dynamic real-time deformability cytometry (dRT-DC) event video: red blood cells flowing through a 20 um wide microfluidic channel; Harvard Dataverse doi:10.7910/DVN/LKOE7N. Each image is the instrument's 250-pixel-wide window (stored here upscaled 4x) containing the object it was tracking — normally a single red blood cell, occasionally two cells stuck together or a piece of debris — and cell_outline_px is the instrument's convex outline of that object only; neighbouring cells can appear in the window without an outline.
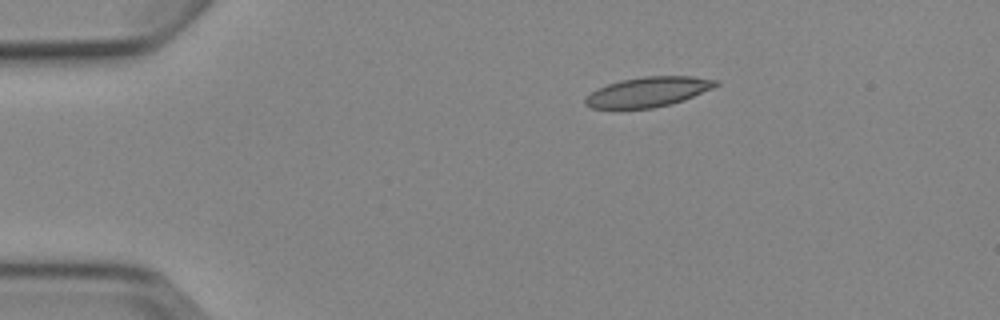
{"species": "Egyptian fruit bat (a non-hibernating species)", "species_latin": "Rousettus aegyptiacus", "temperature_condition": "cold", "stored_images_in_passage": 3, "camera_frame_rate_fps": 3000, "um_per_image_px": 0.085, "animal": {"sex": "female"}, "frame": {"image": 1, "passage_image": 1, "time_ms": 0.0, "image_size_px": [1000, 320], "cell_outline_px": [[720, 84], [712, 88], [684, 100], [672, 104], [652, 108], [612, 112], [592, 108], [584, 104], [584, 100], [596, 88], [620, 80], [644, 76], [692, 76], [720, 80]], "centroid_in_image_um": [55.02, 7.85], "position_along_channel_um": 30.0, "area_um2": 23.58}}
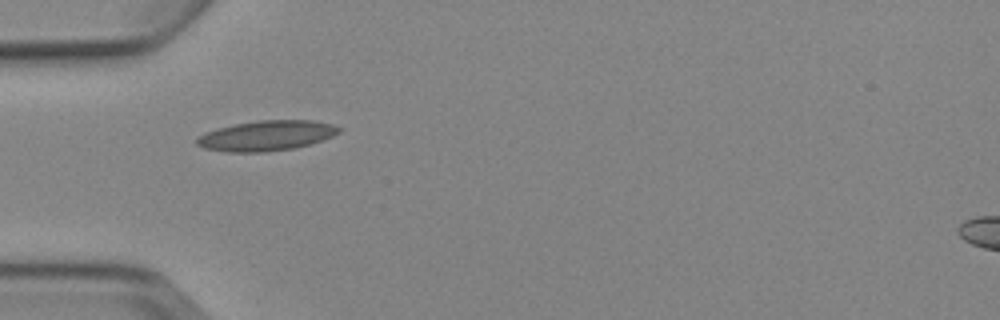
{"frame": {"image": 2, "passage_image": 3, "time_ms": 2.333, "image_size_px": [1000, 320], "cell_outline_px": [[344, 128], [340, 132], [332, 136], [296, 148], [264, 152], [228, 152], [204, 148], [196, 144], [196, 136], [204, 132], [216, 128], [236, 124], [260, 120], [312, 120], [332, 124]], "centroid_in_image_um": [22.63, 11.53], "position_along_channel_um": 62.4, "area_um2": 25.09}}